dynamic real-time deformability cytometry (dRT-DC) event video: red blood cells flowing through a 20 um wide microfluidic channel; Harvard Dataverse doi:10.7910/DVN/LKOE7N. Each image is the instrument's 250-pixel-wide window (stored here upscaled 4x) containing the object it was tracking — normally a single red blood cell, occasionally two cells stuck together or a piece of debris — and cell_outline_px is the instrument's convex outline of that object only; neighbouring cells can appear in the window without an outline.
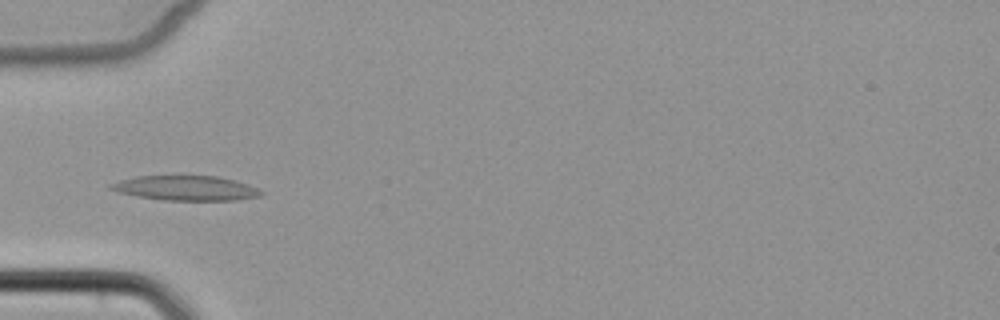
{"species": "common noctule bat (a hibernating species)", "species_latin": "Nyctalus noctula", "temperature_condition": "cold", "stored_images_in_passage": 6, "camera_frame_rate_fps": 3000, "um_per_image_px": 0.085, "animal": {"sex": "female", "body_mass_g": 22.7, "forearm_length_mm": 54.2}, "frame": {"image": 1, "passage_image": 5, "time_ms": 5.0, "image_size_px": [1000, 320], "cell_outline_px": [[264, 192], [260, 196], [236, 200], [160, 200], [136, 196], [120, 192], [108, 188], [108, 184], [120, 180], [136, 176], [216, 176], [248, 184]], "centroid_in_image_um": [15.76, 15.99], "position_along_channel_um": 69.2, "area_um2": 21.56}}
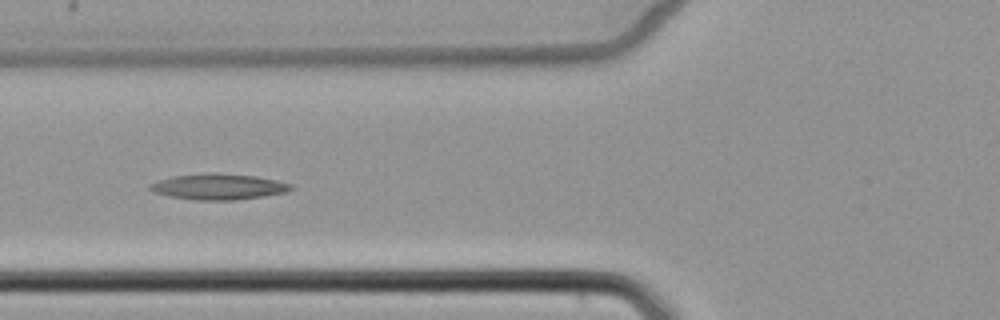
{"frame": {"image": 2, "passage_image": 6, "time_ms": 6.0, "image_size_px": [1000, 320], "cell_outline_px": [[296, 188], [288, 192], [264, 196], [236, 200], [196, 200], [172, 196], [152, 192], [148, 188], [148, 184], [156, 180], [172, 176], [212, 172], [216, 172], [256, 176], [276, 180], [292, 184]], "centroid_in_image_um": [18.58, 15.86], "position_along_channel_um": 107.2, "area_um2": 21.56}}